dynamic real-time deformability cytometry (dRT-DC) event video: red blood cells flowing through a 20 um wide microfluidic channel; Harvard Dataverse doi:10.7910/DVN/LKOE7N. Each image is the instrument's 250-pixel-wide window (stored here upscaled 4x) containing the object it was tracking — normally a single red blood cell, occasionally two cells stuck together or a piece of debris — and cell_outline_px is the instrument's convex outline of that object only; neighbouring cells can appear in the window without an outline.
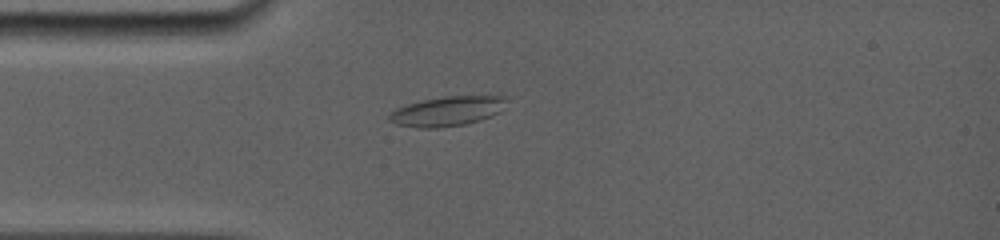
{"species": "common noctule bat (a hibernating species)", "species_latin": "Nyctalus noctula", "temperature_condition": "room temperature", "stored_images_in_passage": 8, "camera_frame_rate_fps": 5000, "um_per_image_px": 0.085, "animal": {"sex": "female", "body_mass_g": 19.0, "forearm_length_mm": 56.7}, "frame": {"image": 1, "passage_image": 1, "time_ms": 0.0, "image_size_px": [1000, 240], "cell_outline_px": [[508, 100], [500, 112], [492, 116], [480, 120], [464, 124], [440, 128], [420, 128], [396, 124], [388, 120], [388, 116], [396, 108], [420, 100], [444, 96], [508, 96]], "centroid_in_image_um": [38.03, 9.45], "position_along_channel_um": 47.0, "area_um2": 20.4}}
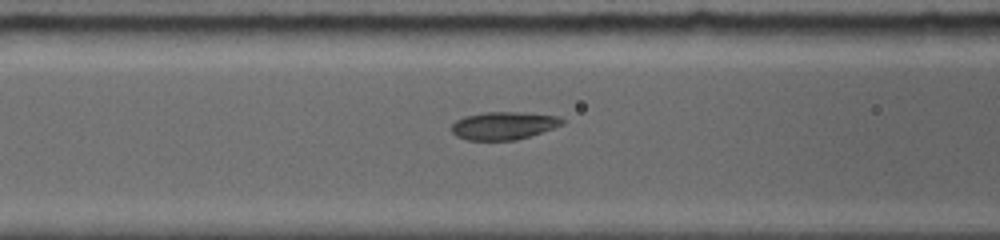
{"frame": {"image": 2, "passage_image": 6, "time_ms": 2.2, "image_size_px": [1000, 240], "cell_outline_px": [[564, 124], [516, 140], [468, 140], [456, 136], [452, 132], [452, 124], [456, 120], [464, 116], [484, 112], [524, 112], [560, 116], [564, 120]], "centroid_in_image_um": [42.8, 10.66], "position_along_channel_um": 123.8, "area_um2": 17.92}}
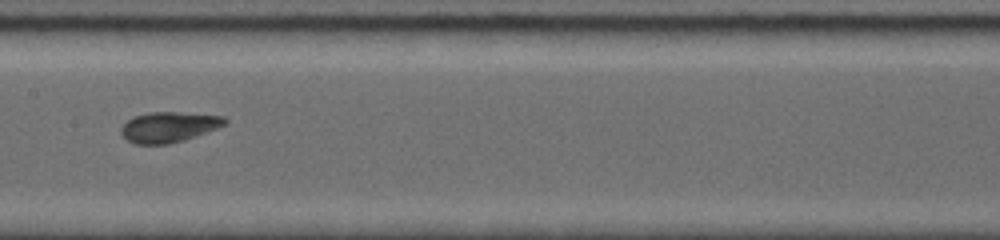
{"frame": {"image": 3, "passage_image": 8, "time_ms": 4.0, "image_size_px": [1000, 240], "cell_outline_px": [[228, 120], [224, 124], [216, 128], [184, 140], [168, 144], [132, 144], [120, 132], [120, 128], [128, 120], [136, 116], [148, 112], [176, 112], [224, 116]], "centroid_in_image_um": [14.32, 10.8], "position_along_channel_um": 193.1, "area_um2": 18.15}}